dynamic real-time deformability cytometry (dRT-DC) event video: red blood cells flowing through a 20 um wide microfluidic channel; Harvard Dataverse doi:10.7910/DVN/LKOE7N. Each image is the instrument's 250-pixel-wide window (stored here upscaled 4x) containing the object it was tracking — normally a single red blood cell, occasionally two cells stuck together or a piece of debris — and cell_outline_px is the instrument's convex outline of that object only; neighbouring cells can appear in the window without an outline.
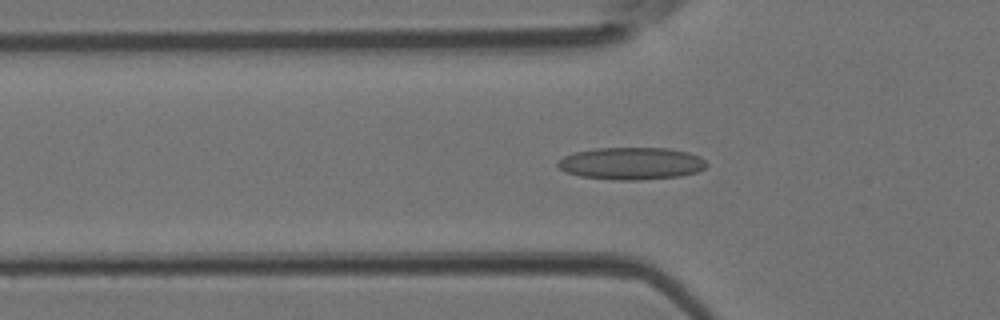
{"species": "Egyptian fruit bat (a non-hibernating species)", "species_latin": "Rousettus aegyptiacus", "temperature_condition": "room temperature", "stored_images_in_passage": 45, "camera_frame_rate_fps": 3000, "um_per_image_px": 0.085, "animal": {"sex": "female"}, "frame": {"image": 1, "passage_image": 14, "time_ms": 4.333, "image_size_px": [1000, 320], "cell_outline_px": [[708, 164], [704, 168], [696, 172], [680, 176], [640, 180], [612, 180], [580, 176], [568, 172], [560, 168], [556, 164], [564, 156], [576, 152], [596, 148], [668, 148], [688, 152], [700, 156]], "centroid_in_image_um": [53.69, 13.89], "position_along_channel_um": 72.1, "area_um2": 27.92}}
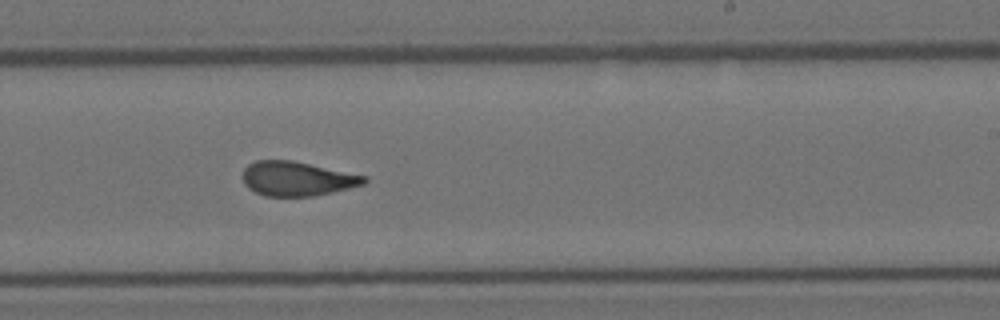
{"frame": {"image": 2, "passage_image": 27, "time_ms": 8.667, "image_size_px": [1000, 320], "cell_outline_px": [[368, 180], [364, 184], [332, 192], [312, 196], [264, 196], [248, 188], [244, 184], [244, 168], [248, 164], [256, 160], [292, 160], [368, 176]], "centroid_in_image_um": [25.26, 15.18], "position_along_channel_um": 263.7, "area_um2": 24.28}}
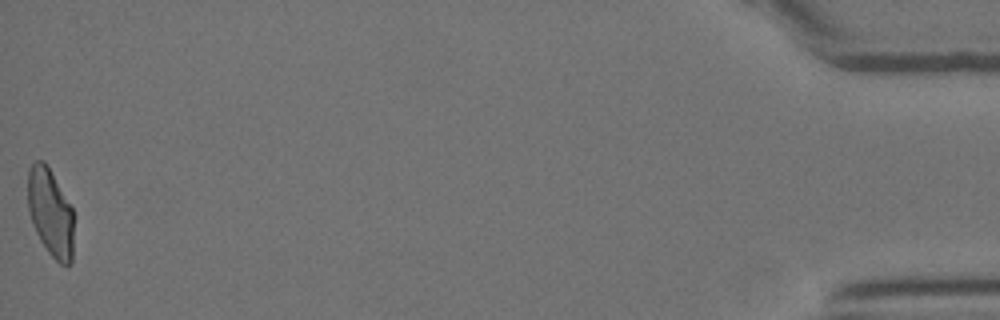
{"frame": {"image": 3, "passage_image": 45, "time_ms": 14.667, "image_size_px": [1000, 320], "cell_outline_px": [[72, 264], [68, 268], [60, 264], [48, 252], [40, 240], [36, 232], [28, 208], [28, 168], [36, 160], [44, 160], [72, 208]], "centroid_in_image_um": [4.28, 18.09], "position_along_channel_um": 430.9, "area_um2": 23.24}}